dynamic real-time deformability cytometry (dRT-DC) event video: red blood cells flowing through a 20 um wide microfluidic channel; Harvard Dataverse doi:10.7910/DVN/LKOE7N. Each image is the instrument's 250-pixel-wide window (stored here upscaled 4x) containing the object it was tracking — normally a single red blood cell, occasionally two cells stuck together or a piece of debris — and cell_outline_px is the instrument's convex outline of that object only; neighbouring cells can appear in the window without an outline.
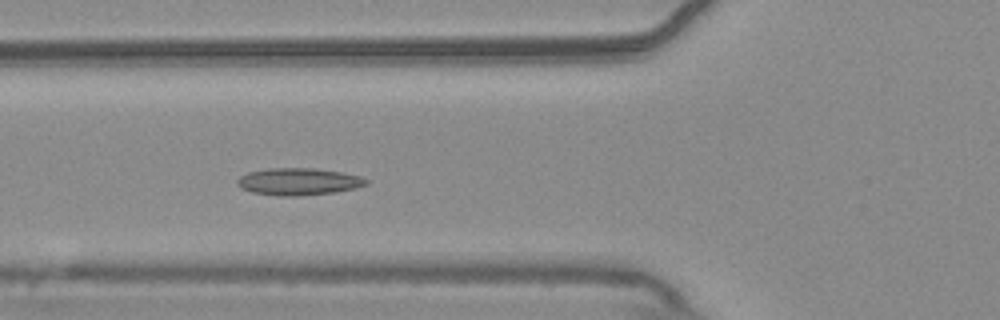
{"species": "common noctule bat (a hibernating species)", "species_latin": "Nyctalus noctula", "temperature_condition": "warm", "stored_images_in_passage": 54, "camera_frame_rate_fps": 3000, "um_per_image_px": 0.085, "animal": {"sex": "male", "body_mass_g": 20.4}, "frame": {"image": 1, "passage_image": 20, "time_ms": 6.333, "image_size_px": [1000, 320], "cell_outline_px": [[368, 184], [336, 192], [300, 196], [276, 196], [252, 192], [240, 188], [236, 184], [236, 180], [240, 176], [248, 172], [268, 168], [312, 168], [344, 172], [360, 176], [368, 180]], "centroid_in_image_um": [25.34, 15.43], "position_along_channel_um": 100.5, "area_um2": 20.52}}
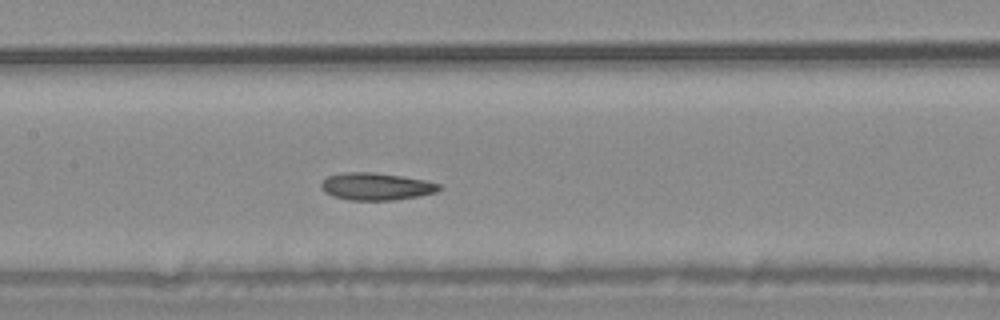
{"frame": {"image": 2, "passage_image": 26, "time_ms": 8.333, "image_size_px": [1000, 320], "cell_outline_px": [[444, 188], [436, 192], [396, 200], [348, 200], [332, 196], [324, 192], [320, 188], [320, 184], [328, 176], [344, 172], [372, 172], [400, 176], [424, 180], [440, 184]], "centroid_in_image_um": [31.95, 15.85], "position_along_channel_um": 175.4, "area_um2": 18.79}}
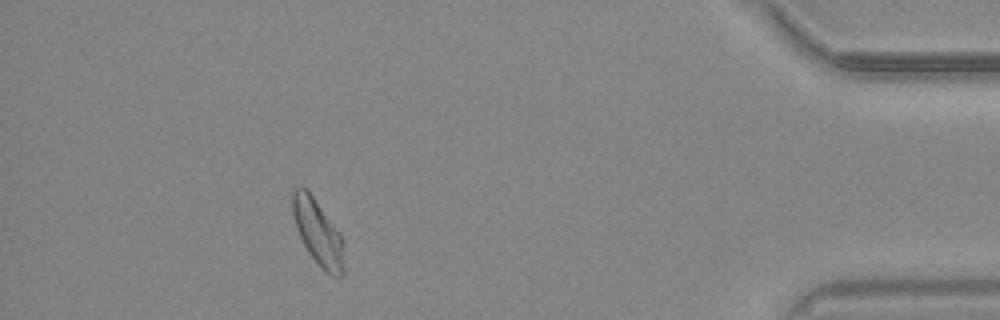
{"frame": {"image": 3, "passage_image": 49, "time_ms": 16.0, "image_size_px": [1000, 320], "cell_outline_px": [[344, 272], [340, 276], [332, 276], [324, 272], [308, 252], [296, 228], [292, 212], [292, 188], [304, 188], [312, 196], [340, 232], [344, 268]], "centroid_in_image_um": [27.01, 19.78], "position_along_channel_um": 408.2, "area_um2": 19.25}, "authors_computed_cell_mechanics": {"area_um2": 19.3919, "velocity_mm_per_s": 3.7382, "shape_relaxation_time_tau1_ms": null, "shape_relaxation_time_tau2_ms": 5.8736, "deformation_change_tau1": null, "deformation_change_tau2": 0.0874}}